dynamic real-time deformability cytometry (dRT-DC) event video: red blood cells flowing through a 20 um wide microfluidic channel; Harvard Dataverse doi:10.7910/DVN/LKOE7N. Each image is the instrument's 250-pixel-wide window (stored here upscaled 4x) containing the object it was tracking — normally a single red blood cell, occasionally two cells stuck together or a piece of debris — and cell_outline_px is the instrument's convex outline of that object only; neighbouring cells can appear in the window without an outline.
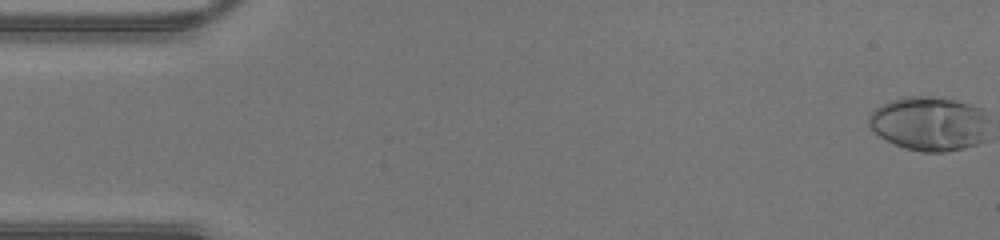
{"species": "human", "species_latin": "Homo sapiens", "temperature_condition": "warm", "stored_images_in_passage": 46, "camera_frame_rate_fps": 3000, "um_per_image_px": 0.085, "donor": {"sex": "male"}, "frame": {"image": 1, "passage_image": 1, "time_ms": 0.0, "image_size_px": [1000, 240], "cell_outline_px": [[968, 144], [956, 148], [908, 148], [884, 136], [872, 124], [872, 120], [876, 112], [892, 104], [908, 100], [944, 100], [960, 104]], "centroid_in_image_um": [78.44, 10.54], "position_along_channel_um": 6.6, "area_um2": 27.28}}
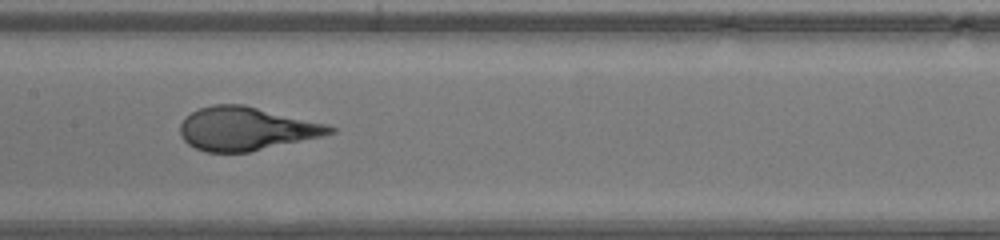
{"frame": {"image": 2, "passage_image": 23, "time_ms": 7.333, "image_size_px": [1000, 240], "cell_outline_px": [[332, 132], [244, 152], [212, 152], [200, 148], [192, 144], [184, 136], [180, 128], [184, 120], [192, 112], [204, 108], [220, 104], [232, 104], [252, 108], [332, 128]], "centroid_in_image_um": [20.74, 10.95], "position_along_channel_um": 186.7, "area_um2": 34.16}}
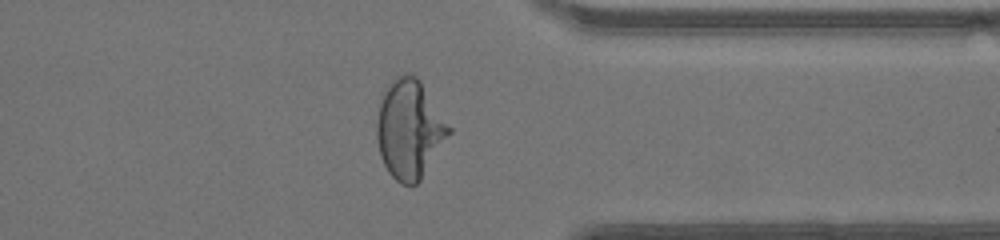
{"frame": {"image": 3, "passage_image": 36, "time_ms": 11.667, "image_size_px": [1000, 240], "cell_outline_px": [[432, 132], [420, 176], [416, 184], [404, 184], [388, 168], [380, 152], [380, 108], [388, 92], [400, 80], [408, 76], [412, 76], [420, 84], [432, 128]], "centroid_in_image_um": [34.43, 11.08], "position_along_channel_um": 377.0, "area_um2": 30.35}}